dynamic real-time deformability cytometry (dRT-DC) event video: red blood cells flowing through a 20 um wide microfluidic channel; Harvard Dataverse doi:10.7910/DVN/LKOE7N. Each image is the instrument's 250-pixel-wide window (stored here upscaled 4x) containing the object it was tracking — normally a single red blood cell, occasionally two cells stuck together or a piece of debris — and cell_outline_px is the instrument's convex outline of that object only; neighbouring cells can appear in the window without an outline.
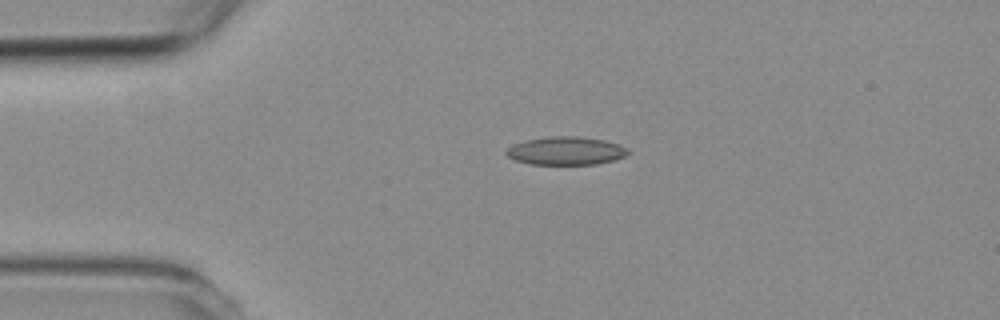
{"species": "common noctule bat (a hibernating species)", "species_latin": "Nyctalus noctula", "temperature_condition": "room temperature", "stored_images_in_passage": 2, "camera_frame_rate_fps": 3000, "um_per_image_px": 0.085, "animal": {"sex": "female", "body_mass_g": 19.3, "forearm_length_mm": 54.1}, "frame": {"image": 1, "passage_image": 1, "time_ms": 0.0, "image_size_px": [1000, 320], "cell_outline_px": [[632, 152], [616, 160], [596, 164], [528, 164], [516, 160], [508, 156], [504, 152], [512, 144], [524, 140], [548, 136], [580, 136], [604, 140], [628, 148]], "centroid_in_image_um": [48.1, 12.81], "position_along_channel_um": 36.9, "area_um2": 20.17}}